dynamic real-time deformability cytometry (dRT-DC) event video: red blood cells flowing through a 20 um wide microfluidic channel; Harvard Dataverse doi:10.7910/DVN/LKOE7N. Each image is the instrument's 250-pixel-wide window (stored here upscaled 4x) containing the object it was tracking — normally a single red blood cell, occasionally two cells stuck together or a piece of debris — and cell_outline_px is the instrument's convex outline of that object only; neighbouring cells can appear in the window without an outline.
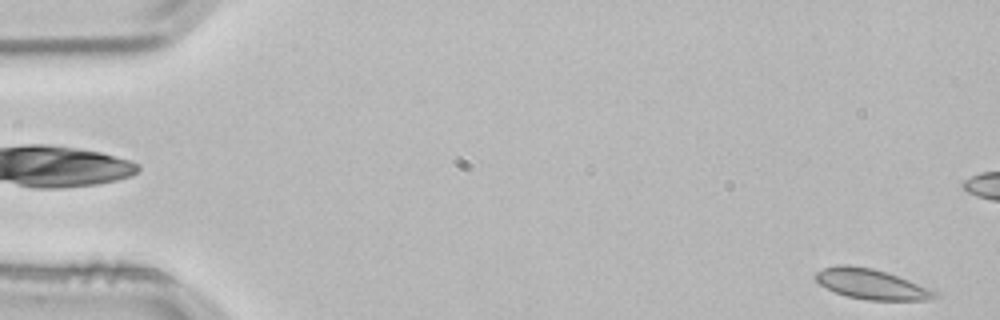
{"species": "common noctule bat (a hibernating species)", "species_latin": "Nyctalus noctula", "temperature_condition": "room temperature", "stored_images_in_passage": 3, "camera_frame_rate_fps": 3000, "um_per_image_px": 0.085, "animal": {"sex": "male", "body_mass_g": 21.5, "forearm_length_mm": 52.0}, "frame": {"image": 1, "passage_image": 3, "time_ms": 0.667, "image_size_px": [1000, 320], "cell_outline_px": [[936, 296], [928, 300], [868, 300], [848, 296], [836, 292], [820, 284], [812, 276], [816, 272], [824, 268], [836, 264], [848, 264], [872, 268], [908, 280], [936, 292]], "centroid_in_image_um": [73.98, 24.13], "position_along_channel_um": 11.0, "area_um2": 20.58}}